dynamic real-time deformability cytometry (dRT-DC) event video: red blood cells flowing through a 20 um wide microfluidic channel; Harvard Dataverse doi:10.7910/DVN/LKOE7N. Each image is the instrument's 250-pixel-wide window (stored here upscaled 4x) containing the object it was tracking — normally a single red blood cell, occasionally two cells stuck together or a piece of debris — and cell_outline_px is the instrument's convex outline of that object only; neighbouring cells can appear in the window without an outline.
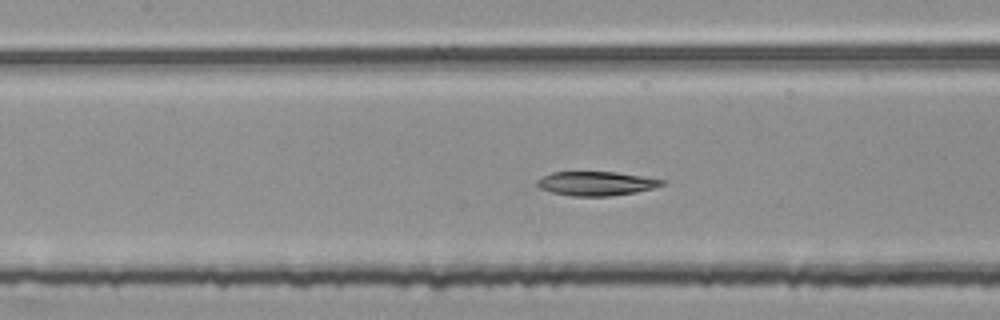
{"species": "common noctule bat (a hibernating species)", "species_latin": "Nyctalus noctula", "temperature_condition": "room temperature", "stored_images_in_passage": 33, "segment_of_instrument_passage": [2, 2], "camera_frame_rate_fps": 3000, "um_per_image_px": 0.085, "animal": {"sex": "female", "body_mass_g": 25.1}, "frame": {"image": 1, "passage_image": 17, "time_ms": 5.333, "image_size_px": [1000, 320], "cell_outline_px": [[664, 184], [652, 188], [636, 192], [608, 196], [572, 196], [552, 192], [540, 188], [536, 184], [536, 180], [552, 172], [616, 172], [664, 180]], "centroid_in_image_um": [50.64, 15.6], "position_along_channel_um": 156.8, "area_um2": 17.28}}
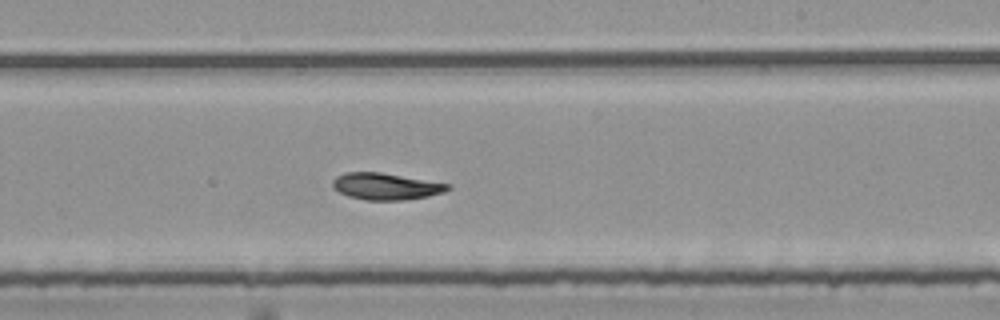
{"frame": {"image": 2, "passage_image": 25, "time_ms": 8.0, "image_size_px": [1000, 320], "cell_outline_px": [[452, 188], [444, 192], [428, 196], [404, 200], [364, 200], [348, 196], [332, 188], [332, 180], [336, 176], [344, 172], [380, 172], [452, 184]], "centroid_in_image_um": [32.8, 15.84], "position_along_channel_um": 256.2, "area_um2": 18.09}}
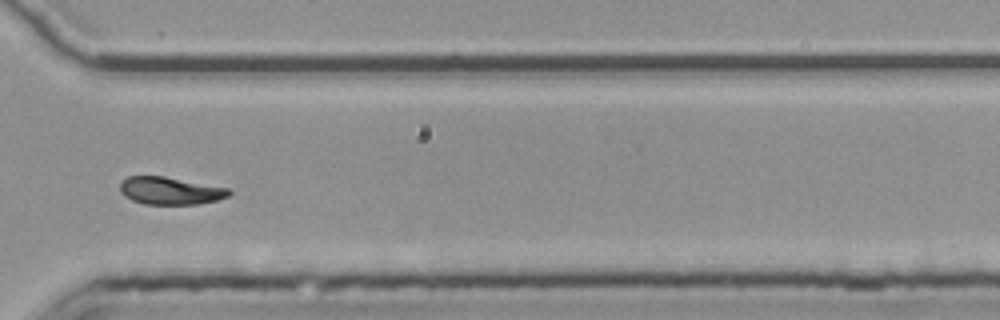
{"frame": {"image": 3, "passage_image": 33, "time_ms": 10.667, "image_size_px": [1000, 320], "cell_outline_px": [[232, 192], [228, 196], [216, 200], [200, 204], [144, 204], [132, 200], [124, 196], [120, 192], [120, 184], [128, 176], [164, 176], [228, 188]], "centroid_in_image_um": [14.46, 16.22], "position_along_channel_um": 356.1, "area_um2": 17.4}}